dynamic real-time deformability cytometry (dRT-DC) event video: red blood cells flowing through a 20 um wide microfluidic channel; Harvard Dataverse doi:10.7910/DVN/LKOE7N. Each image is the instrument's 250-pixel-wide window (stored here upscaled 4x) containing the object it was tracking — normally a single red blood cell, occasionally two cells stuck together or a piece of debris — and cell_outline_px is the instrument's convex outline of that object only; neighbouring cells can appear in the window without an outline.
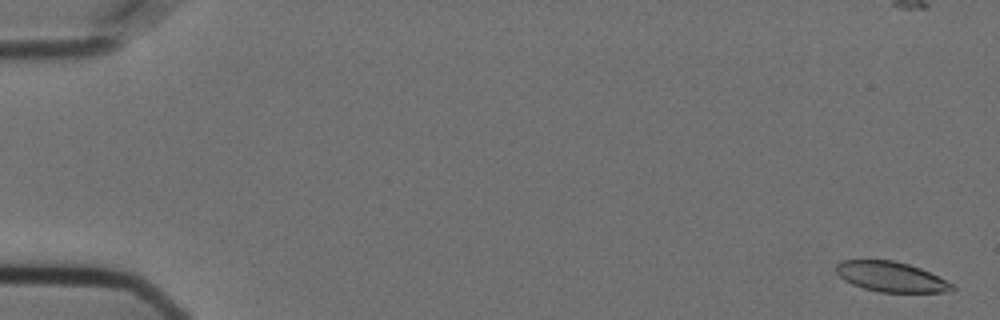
{"species": "Egyptian fruit bat (a non-hibernating species)", "species_latin": "Rousettus aegyptiacus", "temperature_condition": "cold", "stored_images_in_passage": 58, "camera_frame_rate_fps": 3000, "um_per_image_px": 0.085, "animal": {"sex": "female"}, "frame": {"image": 1, "passage_image": 2, "time_ms": 0.333, "image_size_px": [1000, 320], "cell_outline_px": [[956, 288], [952, 292], [880, 292], [864, 288], [852, 284], [844, 280], [836, 272], [836, 264], [840, 260], [892, 260], [908, 264], [920, 268], [952, 284]], "centroid_in_image_um": [75.71, 23.53], "position_along_channel_um": 9.3, "area_um2": 20.17}}
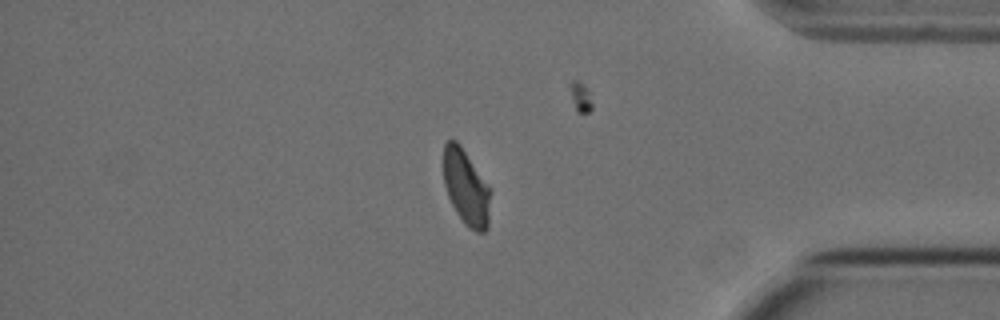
{"frame": {"image": 2, "passage_image": 49, "time_ms": 16.0, "image_size_px": [1000, 320], "cell_outline_px": [[488, 228], [484, 232], [476, 232], [468, 228], [464, 224], [456, 212], [448, 196], [444, 184], [444, 144], [448, 140], [456, 140], [460, 144], [488, 184]], "centroid_in_image_um": [39.59, 15.93], "position_along_channel_um": 395.6, "area_um2": 20.29}}
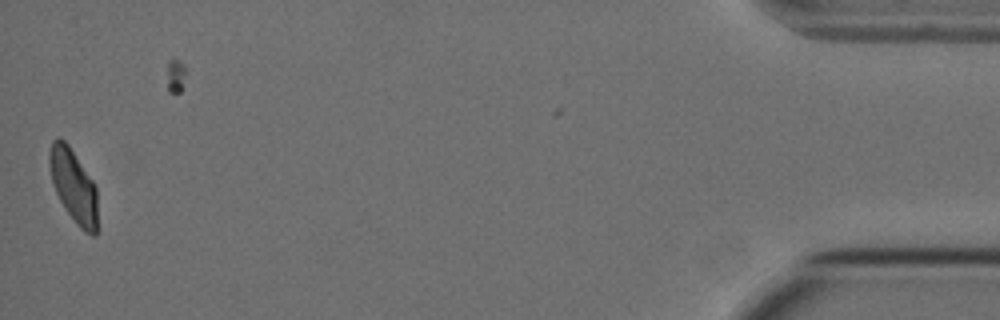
{"frame": {"image": 3, "passage_image": 57, "time_ms": 18.667, "image_size_px": [1000, 320], "cell_outline_px": [[96, 236], [92, 236], [84, 232], [76, 224], [64, 208], [52, 184], [48, 164], [48, 152], [52, 140], [56, 136], [60, 136], [68, 144], [92, 180], [96, 188]], "centroid_in_image_um": [6.2, 15.77], "position_along_channel_um": 429.0, "area_um2": 20.63}, "authors_computed_cell_mechanics": {"area_um2": 21.7906, "velocity_mm_per_s": 3.5897, "shape_relaxation_time_tau1_ms": 7.2512, "shape_relaxation_time_tau2_ms": 1.2183, "deformation_change_tau1": 0.154, "deformation_change_tau2": 0.0417}}